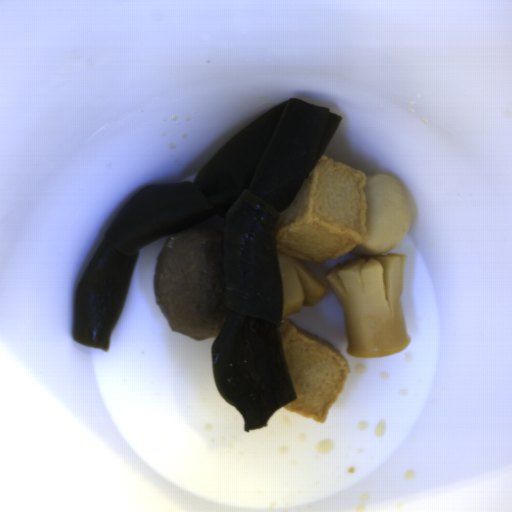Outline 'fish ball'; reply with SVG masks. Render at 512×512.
Returning a JSON list of instances; mask_svg holds the SVG:
<instances>
[{"label": "fish ball", "mask_w": 512, "mask_h": 512, "mask_svg": "<svg viewBox=\"0 0 512 512\" xmlns=\"http://www.w3.org/2000/svg\"><path fill=\"white\" fill-rule=\"evenodd\" d=\"M412 212L399 180L323 155L272 231L276 251L324 265L346 253L378 256L402 242Z\"/></svg>", "instance_id": "obj_1"}, {"label": "fish ball", "mask_w": 512, "mask_h": 512, "mask_svg": "<svg viewBox=\"0 0 512 512\" xmlns=\"http://www.w3.org/2000/svg\"><path fill=\"white\" fill-rule=\"evenodd\" d=\"M279 331L288 376L295 399L282 407L317 422L339 398L351 368L345 356L330 342L281 319Z\"/></svg>", "instance_id": "obj_2"}]
</instances>
